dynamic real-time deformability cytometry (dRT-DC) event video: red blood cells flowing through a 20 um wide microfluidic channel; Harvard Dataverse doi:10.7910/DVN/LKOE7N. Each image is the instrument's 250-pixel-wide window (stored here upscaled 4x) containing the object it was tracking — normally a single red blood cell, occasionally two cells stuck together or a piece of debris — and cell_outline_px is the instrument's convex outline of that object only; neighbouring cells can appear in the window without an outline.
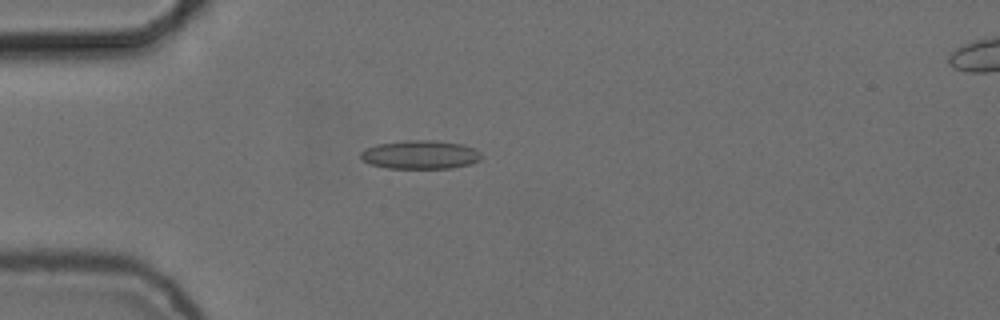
{"species": "common noctule bat (a hibernating species)", "species_latin": "Nyctalus noctula", "temperature_condition": "cold", "stored_images_in_passage": 55, "camera_frame_rate_fps": 3000, "um_per_image_px": 0.085, "animal": {"sex": "female", "body_mass_g": 24.6, "forearm_length_mm": 56.2}, "frame": {"image": 1, "passage_image": 15, "time_ms": 4.667, "image_size_px": [1000, 320], "cell_outline_px": [[480, 160], [468, 164], [452, 168], [388, 168], [372, 164], [364, 160], [360, 156], [360, 152], [364, 148], [376, 144], [408, 140], [432, 140], [464, 144], [480, 152]], "centroid_in_image_um": [35.7, 13.14], "position_along_channel_um": 49.3, "area_um2": 20.0}}
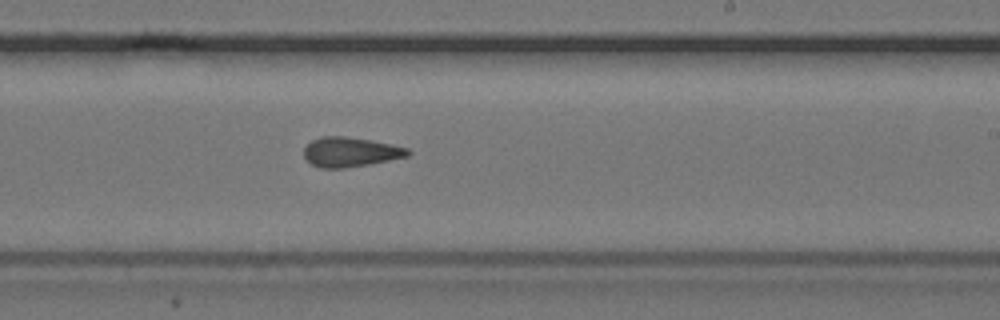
{"frame": {"image": 2, "passage_image": 33, "time_ms": 10.667, "image_size_px": [1000, 320], "cell_outline_px": [[412, 152], [408, 156], [368, 164], [344, 168], [320, 168], [312, 164], [304, 156], [304, 148], [312, 140], [320, 136], [344, 136], [392, 144], [408, 148]], "centroid_in_image_um": [29.78, 12.92], "position_along_channel_um": 259.2, "area_um2": 17.8}}
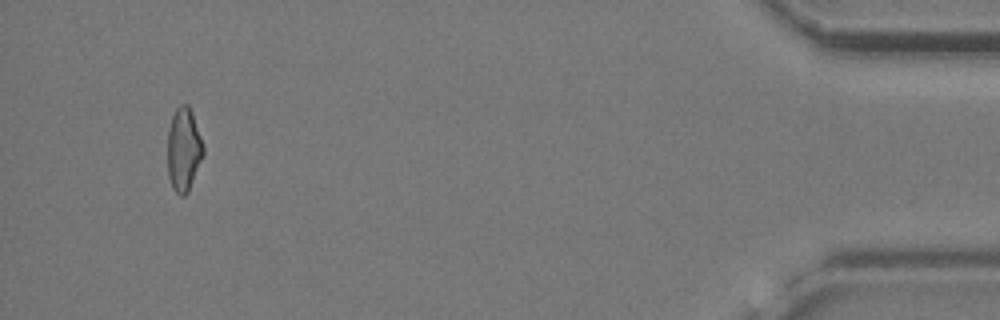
{"frame": {"image": 3, "passage_image": 52, "time_ms": 17.0, "image_size_px": [1000, 320], "cell_outline_px": [[204, 156], [188, 192], [184, 196], [180, 196], [172, 188], [168, 176], [168, 128], [172, 116], [176, 108], [180, 104], [188, 104], [192, 112], [204, 148]], "centroid_in_image_um": [15.61, 12.73], "position_along_channel_um": 419.6, "area_um2": 17.51}, "authors_computed_cell_mechanics": {"area_um2": 18.0914, "velocity_mm_per_s": 3.7287, "shape_relaxation_time_tau1_ms": 5.4181, "shape_relaxation_time_tau2_ms": 3.6392, "deformation_change_tau1": 0.1419, "deformation_change_tau2": 0.1332}}